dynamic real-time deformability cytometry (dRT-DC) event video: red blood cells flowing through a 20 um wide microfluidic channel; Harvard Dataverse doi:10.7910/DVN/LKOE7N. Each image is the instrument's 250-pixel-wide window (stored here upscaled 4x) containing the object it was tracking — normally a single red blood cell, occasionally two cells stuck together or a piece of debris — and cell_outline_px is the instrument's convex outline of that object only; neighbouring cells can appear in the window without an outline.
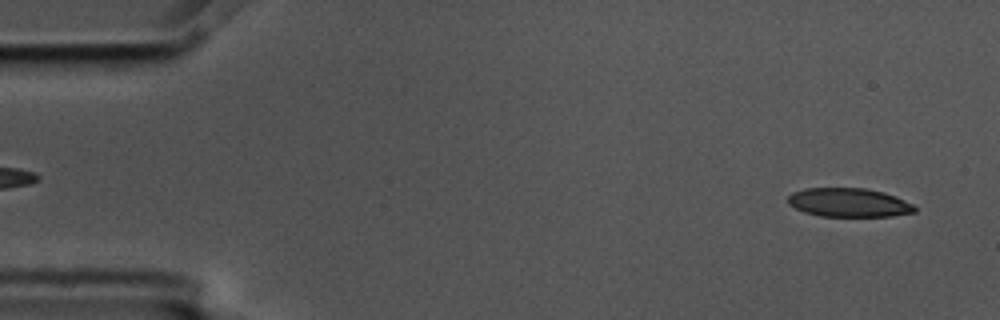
{"species": "common noctule bat (a hibernating species)", "species_latin": "Nyctalus noctula", "temperature_condition": "cold", "stored_images_in_passage": 6, "segment_of_instrument_passage": [2, 2], "camera_frame_rate_fps": 3000, "um_per_image_px": 0.085, "animal": {"sex": "male", "body_mass_g": 17.5, "forearm_length_mm": 52.3}, "frame": {"image": 1, "passage_image": 6, "time_ms": 1.667, "image_size_px": [1000, 320], "cell_outline_px": [[916, 212], [892, 216], [820, 216], [804, 212], [788, 204], [788, 196], [792, 192], [804, 188], [864, 188], [884, 192], [896, 196], [912, 204], [916, 208]], "centroid_in_image_um": [72.14, 17.21], "position_along_channel_um": 12.9, "area_um2": 21.33}}